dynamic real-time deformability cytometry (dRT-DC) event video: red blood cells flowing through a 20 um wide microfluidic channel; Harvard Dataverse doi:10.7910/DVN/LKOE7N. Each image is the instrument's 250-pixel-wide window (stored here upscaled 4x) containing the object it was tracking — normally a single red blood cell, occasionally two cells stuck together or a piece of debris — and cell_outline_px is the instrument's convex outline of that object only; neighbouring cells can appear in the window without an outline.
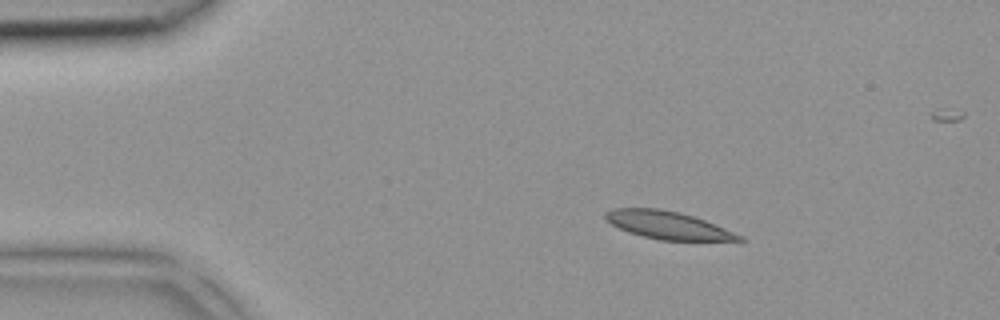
{"species": "common noctule bat (a hibernating species)", "species_latin": "Nyctalus noctula", "temperature_condition": "room temperature", "stored_images_in_passage": 2, "camera_frame_rate_fps": 3000, "um_per_image_px": 0.085, "animal": {"sex": "female", "body_mass_g": 18.4}, "frame": {"image": 1, "passage_image": 1, "time_ms": 0.0, "image_size_px": [1000, 320], "cell_outline_px": [[748, 240], [660, 240], [628, 232], [604, 220], [604, 212], [612, 208], [660, 208], [680, 212], [704, 220], [744, 236]], "centroid_in_image_um": [56.73, 19.12], "position_along_channel_um": 28.3, "area_um2": 21.5}}